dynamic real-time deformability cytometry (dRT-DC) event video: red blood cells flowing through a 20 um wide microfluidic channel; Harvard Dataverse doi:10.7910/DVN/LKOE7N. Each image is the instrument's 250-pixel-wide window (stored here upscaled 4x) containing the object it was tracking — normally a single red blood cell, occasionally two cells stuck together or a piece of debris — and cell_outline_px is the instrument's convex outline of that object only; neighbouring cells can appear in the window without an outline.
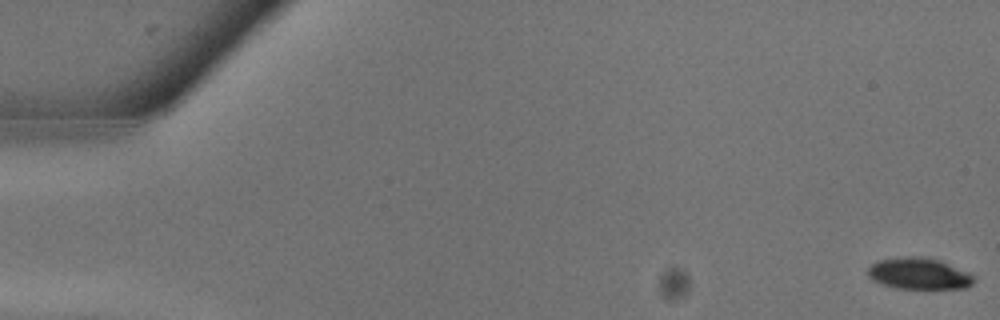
{"species": "common noctule bat (a hibernating species)", "species_latin": "Nyctalus noctula", "temperature_condition": "warm", "stored_images_in_passage": 14, "camera_frame_rate_fps": 3000, "um_per_image_px": 0.085, "animal": {"sex": "male", "body_mass_g": 13.3}, "frame": {"image": 1, "passage_image": 1, "time_ms": 0.0, "image_size_px": [1000, 320], "cell_outline_px": [[976, 280], [972, 284], [964, 288], [896, 288], [872, 280], [868, 276], [868, 268], [872, 264], [880, 260], [904, 256], [924, 256], [940, 260], [968, 272]], "centroid_in_image_um": [78.11, 23.24], "position_along_channel_um": 6.9, "area_um2": 19.31}}
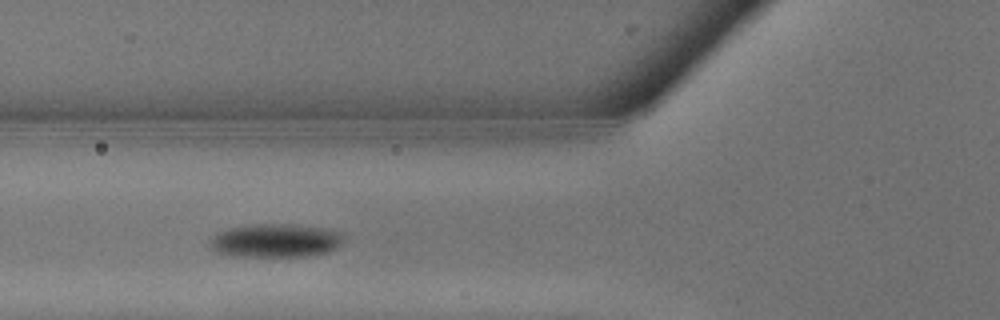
{"frame": {"image": 2, "passage_image": 11, "time_ms": 3.333, "image_size_px": [1000, 320], "cell_outline_px": [[340, 244], [336, 248], [328, 252], [308, 256], [244, 256], [216, 252], [208, 244], [212, 236], [216, 232], [228, 228], [256, 224], [292, 224], [320, 228], [340, 232]], "centroid_in_image_um": [23.36, 20.44], "position_along_channel_um": 102.4, "area_um2": 25.78}}
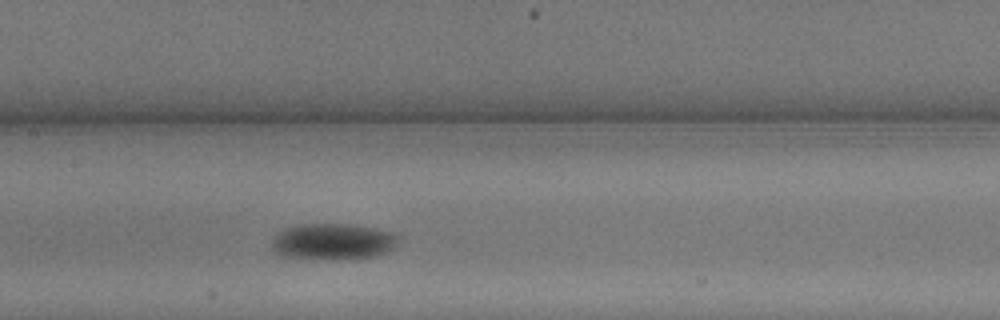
{"frame": {"image": 3, "passage_image": 14, "time_ms": 4.333, "image_size_px": [1000, 320], "cell_outline_px": [[400, 240], [388, 252], [376, 256], [284, 256], [276, 252], [272, 248], [272, 240], [284, 228], [296, 224], [344, 224], [376, 228], [392, 232], [400, 236]], "centroid_in_image_um": [28.34, 20.46], "position_along_channel_um": 179.1, "area_um2": 25.49}}